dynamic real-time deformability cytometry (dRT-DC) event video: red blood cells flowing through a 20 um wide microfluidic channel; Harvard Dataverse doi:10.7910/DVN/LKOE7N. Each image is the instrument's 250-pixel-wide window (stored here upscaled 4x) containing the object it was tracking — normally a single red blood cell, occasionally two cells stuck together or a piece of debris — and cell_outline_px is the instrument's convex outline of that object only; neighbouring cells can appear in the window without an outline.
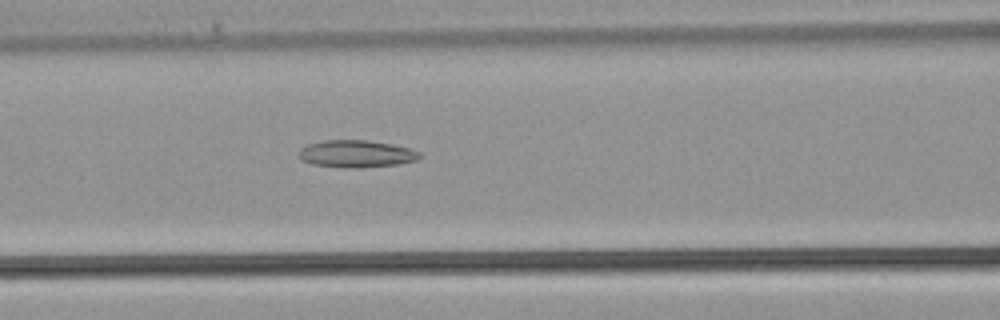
{"species": "common noctule bat (a hibernating species)", "species_latin": "Nyctalus noctula", "temperature_condition": "warm", "stored_images_in_passage": 37, "camera_frame_rate_fps": 3000, "um_per_image_px": 0.085, "animal": {"sex": "male", "body_mass_g": 21.5, "forearm_length_mm": 52.0}, "frame": {"image": 1, "passage_image": 15, "time_ms": 4.667, "image_size_px": [1000, 320], "cell_outline_px": [[424, 156], [416, 160], [396, 164], [360, 168], [352, 168], [312, 164], [300, 160], [300, 148], [308, 144], [324, 140], [368, 140], [392, 144], [408, 148], [420, 152]], "centroid_in_image_um": [30.3, 13.07], "position_along_channel_um": 136.3, "area_um2": 19.13}}
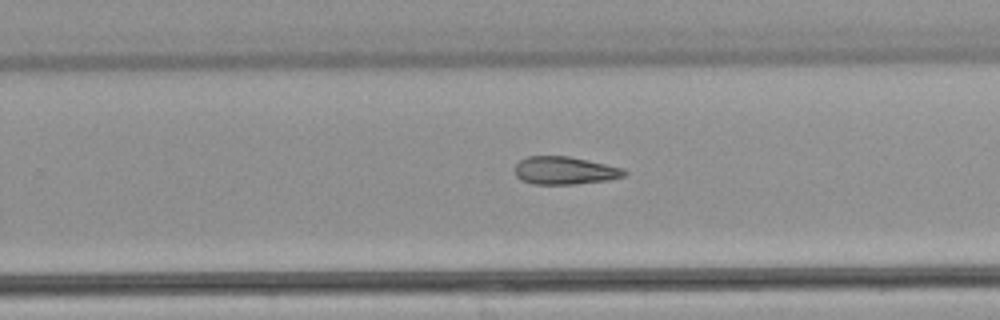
{"frame": {"image": 2, "passage_image": 23, "time_ms": 7.333, "image_size_px": [1000, 320], "cell_outline_px": [[628, 172], [624, 176], [608, 180], [572, 184], [532, 184], [520, 180], [516, 176], [516, 164], [520, 160], [528, 156], [568, 156], [624, 168]], "centroid_in_image_um": [48.0, 14.5], "position_along_channel_um": 281.8, "area_um2": 17.69}}
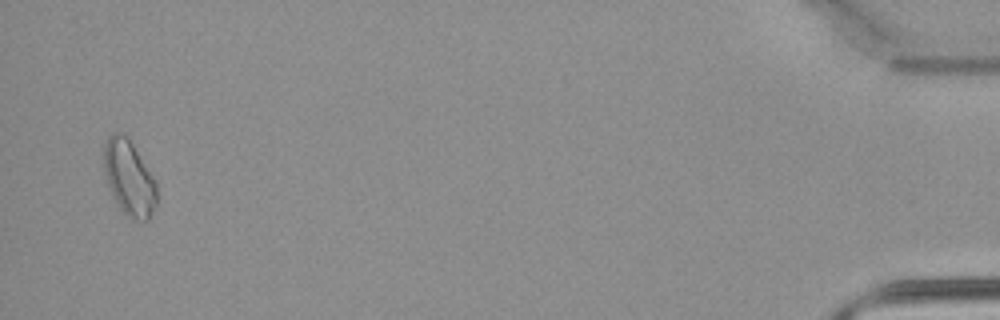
{"frame": {"image": 3, "passage_image": 36, "time_ms": 11.667, "image_size_px": [1000, 320], "cell_outline_px": [[156, 208], [148, 220], [132, 220], [120, 208], [112, 196], [108, 184], [104, 168], [104, 140], [112, 132], [124, 132], [128, 136], [156, 180]], "centroid_in_image_um": [10.98, 15.09], "position_along_channel_um": 424.2, "area_um2": 23.47}}